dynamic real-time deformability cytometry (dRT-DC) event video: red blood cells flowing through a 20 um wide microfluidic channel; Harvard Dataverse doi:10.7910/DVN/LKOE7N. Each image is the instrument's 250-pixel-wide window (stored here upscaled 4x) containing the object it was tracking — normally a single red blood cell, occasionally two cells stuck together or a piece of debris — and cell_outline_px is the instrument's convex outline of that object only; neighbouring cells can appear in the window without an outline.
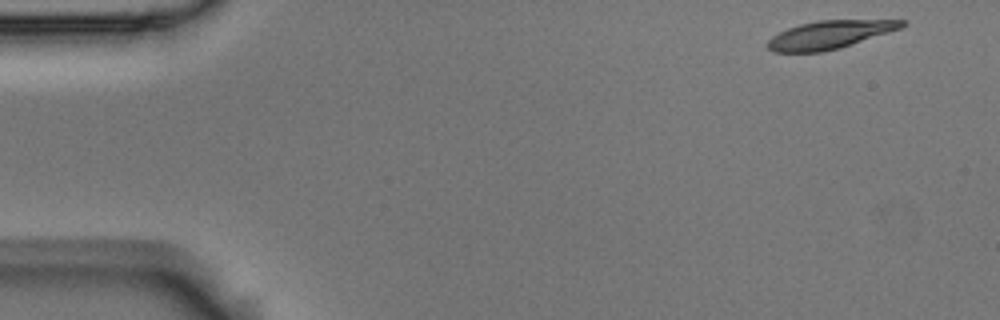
{"species": "Egyptian fruit bat (a non-hibernating species)", "species_latin": "Rousettus aegyptiacus", "temperature_condition": "room temperature", "stored_images_in_passage": 2, "camera_frame_rate_fps": 3000, "um_per_image_px": 0.085, "animal": {"sex": "male"}, "frame": {"image": 1, "passage_image": 1, "time_ms": 0.0, "image_size_px": [1000, 320], "cell_outline_px": [[908, 24], [900, 28], [840, 48], [820, 52], [772, 52], [764, 44], [772, 36], [788, 28], [800, 24], [816, 20], [908, 20]], "centroid_in_image_um": [70.49, 2.95], "position_along_channel_um": 14.5, "area_um2": 21.91}}